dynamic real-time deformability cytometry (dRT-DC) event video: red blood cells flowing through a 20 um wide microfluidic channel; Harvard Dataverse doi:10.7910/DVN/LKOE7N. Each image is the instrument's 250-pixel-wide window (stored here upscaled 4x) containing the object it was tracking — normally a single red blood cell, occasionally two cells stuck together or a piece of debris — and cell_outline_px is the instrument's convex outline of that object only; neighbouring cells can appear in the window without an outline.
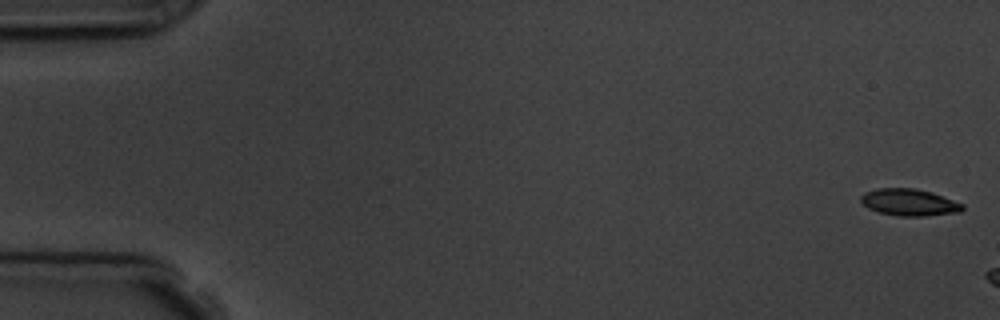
{"species": "common noctule bat (a hibernating species)", "species_latin": "Nyctalus noctula", "temperature_condition": "room temperature", "stored_images_in_passage": 3, "camera_frame_rate_fps": 3000, "um_per_image_px": 0.085, "animal": {"sex": "male", "body_mass_g": 19.5, "forearm_length_mm": 54.6}, "frame": {"image": 1, "passage_image": 1, "time_ms": 0.0, "image_size_px": [1000, 320], "cell_outline_px": [[964, 208], [960, 212], [924, 216], [896, 216], [880, 212], [868, 208], [860, 200], [860, 196], [864, 192], [876, 188], [916, 188], [932, 192], [964, 204]], "centroid_in_image_um": [77.28, 17.19], "position_along_channel_um": 7.7, "area_um2": 16.01}}